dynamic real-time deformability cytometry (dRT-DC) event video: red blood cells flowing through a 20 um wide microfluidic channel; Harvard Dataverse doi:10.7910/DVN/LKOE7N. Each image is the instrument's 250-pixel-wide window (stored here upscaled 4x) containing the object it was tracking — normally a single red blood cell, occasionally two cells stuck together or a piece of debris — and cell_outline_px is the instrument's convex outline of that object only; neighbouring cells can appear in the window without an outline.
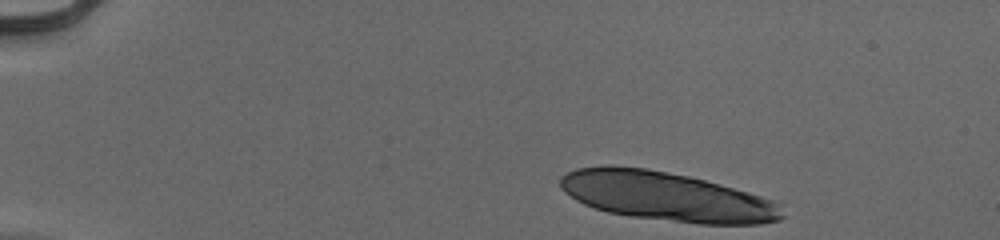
{"species": "human", "species_latin": "Homo sapiens", "temperature_condition": "cold", "stored_images_in_passage": 12, "camera_frame_rate_fps": 3000, "um_per_image_px": 0.085, "donor": {"sex": "male"}, "frame": {"image": 1, "passage_image": 1, "time_ms": 0.0, "image_size_px": [1000, 240], "cell_outline_px": [[784, 216], [780, 220], [760, 224], [700, 224], [628, 216], [608, 212], [584, 204], [576, 200], [564, 192], [560, 188], [560, 176], [576, 168], [608, 164], [612, 164], [644, 168], [688, 176], [720, 184], [780, 200]], "centroid_in_image_um": [56.69, 16.69], "position_along_channel_um": 28.3, "area_um2": 64.16}}